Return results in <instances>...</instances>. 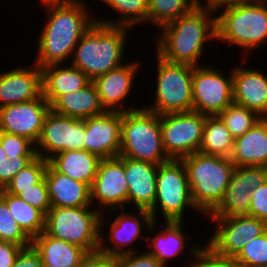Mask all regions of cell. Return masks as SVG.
Here are the masks:
<instances>
[{"label": "cell", "mask_w": 267, "mask_h": 267, "mask_svg": "<svg viewBox=\"0 0 267 267\" xmlns=\"http://www.w3.org/2000/svg\"><path fill=\"white\" fill-rule=\"evenodd\" d=\"M43 6L48 9L47 20L39 34L34 60L40 68L63 64L72 58L75 46L95 21L80 0L46 2Z\"/></svg>", "instance_id": "1"}, {"label": "cell", "mask_w": 267, "mask_h": 267, "mask_svg": "<svg viewBox=\"0 0 267 267\" xmlns=\"http://www.w3.org/2000/svg\"><path fill=\"white\" fill-rule=\"evenodd\" d=\"M216 11L195 7L161 27L155 40L157 55L170 63L198 66L205 42L216 39ZM212 15V16H211Z\"/></svg>", "instance_id": "2"}, {"label": "cell", "mask_w": 267, "mask_h": 267, "mask_svg": "<svg viewBox=\"0 0 267 267\" xmlns=\"http://www.w3.org/2000/svg\"><path fill=\"white\" fill-rule=\"evenodd\" d=\"M129 29L95 20L75 46L70 64L91 81L121 67Z\"/></svg>", "instance_id": "3"}, {"label": "cell", "mask_w": 267, "mask_h": 267, "mask_svg": "<svg viewBox=\"0 0 267 267\" xmlns=\"http://www.w3.org/2000/svg\"><path fill=\"white\" fill-rule=\"evenodd\" d=\"M222 8H225L222 10ZM216 16V39L249 49L267 42V0H241L220 7Z\"/></svg>", "instance_id": "4"}, {"label": "cell", "mask_w": 267, "mask_h": 267, "mask_svg": "<svg viewBox=\"0 0 267 267\" xmlns=\"http://www.w3.org/2000/svg\"><path fill=\"white\" fill-rule=\"evenodd\" d=\"M181 160L186 168L192 200L208 217L222 201L235 165L230 157L199 151Z\"/></svg>", "instance_id": "5"}, {"label": "cell", "mask_w": 267, "mask_h": 267, "mask_svg": "<svg viewBox=\"0 0 267 267\" xmlns=\"http://www.w3.org/2000/svg\"><path fill=\"white\" fill-rule=\"evenodd\" d=\"M118 157L156 165L170 160L163 149L160 119L157 113L144 107L122 112Z\"/></svg>", "instance_id": "6"}, {"label": "cell", "mask_w": 267, "mask_h": 267, "mask_svg": "<svg viewBox=\"0 0 267 267\" xmlns=\"http://www.w3.org/2000/svg\"><path fill=\"white\" fill-rule=\"evenodd\" d=\"M93 206L51 207L45 215L44 232L84 248L88 253L98 251L105 216Z\"/></svg>", "instance_id": "7"}, {"label": "cell", "mask_w": 267, "mask_h": 267, "mask_svg": "<svg viewBox=\"0 0 267 267\" xmlns=\"http://www.w3.org/2000/svg\"><path fill=\"white\" fill-rule=\"evenodd\" d=\"M186 207L199 211L191 197V188L184 163L182 160L170 159L159 164L156 197L153 208L149 211L152 219L158 220L156 217L158 208L165 221H183L184 213L188 209Z\"/></svg>", "instance_id": "8"}, {"label": "cell", "mask_w": 267, "mask_h": 267, "mask_svg": "<svg viewBox=\"0 0 267 267\" xmlns=\"http://www.w3.org/2000/svg\"><path fill=\"white\" fill-rule=\"evenodd\" d=\"M156 58L158 75L155 104L144 108L158 115L192 111L193 66L170 63L158 55Z\"/></svg>", "instance_id": "9"}, {"label": "cell", "mask_w": 267, "mask_h": 267, "mask_svg": "<svg viewBox=\"0 0 267 267\" xmlns=\"http://www.w3.org/2000/svg\"><path fill=\"white\" fill-rule=\"evenodd\" d=\"M206 116L195 111L159 115L162 145L169 159L181 160L199 151Z\"/></svg>", "instance_id": "10"}, {"label": "cell", "mask_w": 267, "mask_h": 267, "mask_svg": "<svg viewBox=\"0 0 267 267\" xmlns=\"http://www.w3.org/2000/svg\"><path fill=\"white\" fill-rule=\"evenodd\" d=\"M230 75V76H229ZM228 77L216 68L193 66L192 111L215 116L233 102L232 70Z\"/></svg>", "instance_id": "11"}, {"label": "cell", "mask_w": 267, "mask_h": 267, "mask_svg": "<svg viewBox=\"0 0 267 267\" xmlns=\"http://www.w3.org/2000/svg\"><path fill=\"white\" fill-rule=\"evenodd\" d=\"M85 128L84 119L57 114L50 109L35 144L37 156L49 160L61 151L84 150Z\"/></svg>", "instance_id": "12"}, {"label": "cell", "mask_w": 267, "mask_h": 267, "mask_svg": "<svg viewBox=\"0 0 267 267\" xmlns=\"http://www.w3.org/2000/svg\"><path fill=\"white\" fill-rule=\"evenodd\" d=\"M210 218L216 222L217 229L206 245L223 257L234 258L249 241L267 230L264 221L250 215Z\"/></svg>", "instance_id": "13"}, {"label": "cell", "mask_w": 267, "mask_h": 267, "mask_svg": "<svg viewBox=\"0 0 267 267\" xmlns=\"http://www.w3.org/2000/svg\"><path fill=\"white\" fill-rule=\"evenodd\" d=\"M265 181H267V167L235 166L222 201L208 216L249 215L251 194Z\"/></svg>", "instance_id": "14"}, {"label": "cell", "mask_w": 267, "mask_h": 267, "mask_svg": "<svg viewBox=\"0 0 267 267\" xmlns=\"http://www.w3.org/2000/svg\"><path fill=\"white\" fill-rule=\"evenodd\" d=\"M91 203L97 202L101 208H108L114 213L124 209L128 203V182L126 180L124 163L118 158L101 159L97 174L91 186ZM99 203V204H98Z\"/></svg>", "instance_id": "15"}, {"label": "cell", "mask_w": 267, "mask_h": 267, "mask_svg": "<svg viewBox=\"0 0 267 267\" xmlns=\"http://www.w3.org/2000/svg\"><path fill=\"white\" fill-rule=\"evenodd\" d=\"M121 210L122 211L120 212V215L117 214V217H114L113 221H109L110 231L106 238H108V241H112L111 247L110 245L107 246V243H104L106 242L103 241L104 234H100L98 250L104 254L121 256L124 254L137 252V250L131 247V245H133L134 241L136 242V240H139L138 238L142 236L141 232H143V224H145L144 227L151 233H154V229L156 230L157 221L152 219L149 211L136 210V213L139 211V214H136L129 212L127 213L125 212V209ZM127 246H130V248L128 247L127 250L124 249Z\"/></svg>", "instance_id": "16"}, {"label": "cell", "mask_w": 267, "mask_h": 267, "mask_svg": "<svg viewBox=\"0 0 267 267\" xmlns=\"http://www.w3.org/2000/svg\"><path fill=\"white\" fill-rule=\"evenodd\" d=\"M49 110L50 105L43 95L31 101L1 107L0 132L24 136L36 144Z\"/></svg>", "instance_id": "17"}, {"label": "cell", "mask_w": 267, "mask_h": 267, "mask_svg": "<svg viewBox=\"0 0 267 267\" xmlns=\"http://www.w3.org/2000/svg\"><path fill=\"white\" fill-rule=\"evenodd\" d=\"M84 149L100 159L118 157L121 145L122 112L105 111L85 118Z\"/></svg>", "instance_id": "18"}, {"label": "cell", "mask_w": 267, "mask_h": 267, "mask_svg": "<svg viewBox=\"0 0 267 267\" xmlns=\"http://www.w3.org/2000/svg\"><path fill=\"white\" fill-rule=\"evenodd\" d=\"M41 95L42 71L35 63L27 68L20 65L16 69L0 72V108L31 101Z\"/></svg>", "instance_id": "19"}, {"label": "cell", "mask_w": 267, "mask_h": 267, "mask_svg": "<svg viewBox=\"0 0 267 267\" xmlns=\"http://www.w3.org/2000/svg\"><path fill=\"white\" fill-rule=\"evenodd\" d=\"M138 62H132L111 70L97 77L93 82L97 87L99 100L105 111H132L138 108L125 109L123 101H126L132 86L136 72L140 69ZM124 107V108H123Z\"/></svg>", "instance_id": "20"}, {"label": "cell", "mask_w": 267, "mask_h": 267, "mask_svg": "<svg viewBox=\"0 0 267 267\" xmlns=\"http://www.w3.org/2000/svg\"><path fill=\"white\" fill-rule=\"evenodd\" d=\"M118 158L124 163L126 180L129 187L128 204H134L136 210L150 211L153 208L156 197L158 165L127 157Z\"/></svg>", "instance_id": "21"}, {"label": "cell", "mask_w": 267, "mask_h": 267, "mask_svg": "<svg viewBox=\"0 0 267 267\" xmlns=\"http://www.w3.org/2000/svg\"><path fill=\"white\" fill-rule=\"evenodd\" d=\"M232 69L233 102L267 118V76L257 69Z\"/></svg>", "instance_id": "22"}, {"label": "cell", "mask_w": 267, "mask_h": 267, "mask_svg": "<svg viewBox=\"0 0 267 267\" xmlns=\"http://www.w3.org/2000/svg\"><path fill=\"white\" fill-rule=\"evenodd\" d=\"M44 178L48 185L51 207L93 206L90 187L58 172L49 162Z\"/></svg>", "instance_id": "23"}, {"label": "cell", "mask_w": 267, "mask_h": 267, "mask_svg": "<svg viewBox=\"0 0 267 267\" xmlns=\"http://www.w3.org/2000/svg\"><path fill=\"white\" fill-rule=\"evenodd\" d=\"M230 159L235 166L267 167V118H261L244 135L234 139Z\"/></svg>", "instance_id": "24"}, {"label": "cell", "mask_w": 267, "mask_h": 267, "mask_svg": "<svg viewBox=\"0 0 267 267\" xmlns=\"http://www.w3.org/2000/svg\"><path fill=\"white\" fill-rule=\"evenodd\" d=\"M42 95L51 105L59 96L68 92L78 91L87 86L91 80L80 69L71 64H54L41 68Z\"/></svg>", "instance_id": "25"}, {"label": "cell", "mask_w": 267, "mask_h": 267, "mask_svg": "<svg viewBox=\"0 0 267 267\" xmlns=\"http://www.w3.org/2000/svg\"><path fill=\"white\" fill-rule=\"evenodd\" d=\"M44 267H78L88 252L75 244L51 237L44 231L32 239Z\"/></svg>", "instance_id": "26"}, {"label": "cell", "mask_w": 267, "mask_h": 267, "mask_svg": "<svg viewBox=\"0 0 267 267\" xmlns=\"http://www.w3.org/2000/svg\"><path fill=\"white\" fill-rule=\"evenodd\" d=\"M50 109L57 114L78 119L101 115L105 112L93 81L78 91L59 96L50 105Z\"/></svg>", "instance_id": "27"}, {"label": "cell", "mask_w": 267, "mask_h": 267, "mask_svg": "<svg viewBox=\"0 0 267 267\" xmlns=\"http://www.w3.org/2000/svg\"><path fill=\"white\" fill-rule=\"evenodd\" d=\"M100 160L97 155L84 149L61 151L48 161L58 172L91 188Z\"/></svg>", "instance_id": "28"}, {"label": "cell", "mask_w": 267, "mask_h": 267, "mask_svg": "<svg viewBox=\"0 0 267 267\" xmlns=\"http://www.w3.org/2000/svg\"><path fill=\"white\" fill-rule=\"evenodd\" d=\"M165 227L154 237L142 236L148 240L151 255L157 258L165 267L172 259L185 250V235L183 234V221H165ZM152 245V246H151ZM152 249V250H151Z\"/></svg>", "instance_id": "29"}, {"label": "cell", "mask_w": 267, "mask_h": 267, "mask_svg": "<svg viewBox=\"0 0 267 267\" xmlns=\"http://www.w3.org/2000/svg\"><path fill=\"white\" fill-rule=\"evenodd\" d=\"M234 147V138L221 119L206 116L199 152L208 155L230 157Z\"/></svg>", "instance_id": "30"}, {"label": "cell", "mask_w": 267, "mask_h": 267, "mask_svg": "<svg viewBox=\"0 0 267 267\" xmlns=\"http://www.w3.org/2000/svg\"><path fill=\"white\" fill-rule=\"evenodd\" d=\"M0 197L6 202L16 223L33 239L45 229V215L16 195L0 190Z\"/></svg>", "instance_id": "31"}, {"label": "cell", "mask_w": 267, "mask_h": 267, "mask_svg": "<svg viewBox=\"0 0 267 267\" xmlns=\"http://www.w3.org/2000/svg\"><path fill=\"white\" fill-rule=\"evenodd\" d=\"M105 3L106 6L119 13V18L111 19V21L104 18H95L96 21L111 24L116 26H124L130 29L135 24L148 22V0H100Z\"/></svg>", "instance_id": "32"}, {"label": "cell", "mask_w": 267, "mask_h": 267, "mask_svg": "<svg viewBox=\"0 0 267 267\" xmlns=\"http://www.w3.org/2000/svg\"><path fill=\"white\" fill-rule=\"evenodd\" d=\"M195 7L194 0H148V24L161 28Z\"/></svg>", "instance_id": "33"}, {"label": "cell", "mask_w": 267, "mask_h": 267, "mask_svg": "<svg viewBox=\"0 0 267 267\" xmlns=\"http://www.w3.org/2000/svg\"><path fill=\"white\" fill-rule=\"evenodd\" d=\"M234 139L244 135L262 118L258 113L232 102L217 115Z\"/></svg>", "instance_id": "34"}, {"label": "cell", "mask_w": 267, "mask_h": 267, "mask_svg": "<svg viewBox=\"0 0 267 267\" xmlns=\"http://www.w3.org/2000/svg\"><path fill=\"white\" fill-rule=\"evenodd\" d=\"M48 160L37 156L29 165L21 169L6 186V193L18 196L21 189L34 188L45 175Z\"/></svg>", "instance_id": "35"}, {"label": "cell", "mask_w": 267, "mask_h": 267, "mask_svg": "<svg viewBox=\"0 0 267 267\" xmlns=\"http://www.w3.org/2000/svg\"><path fill=\"white\" fill-rule=\"evenodd\" d=\"M233 259L238 267H267V230L249 241Z\"/></svg>", "instance_id": "36"}, {"label": "cell", "mask_w": 267, "mask_h": 267, "mask_svg": "<svg viewBox=\"0 0 267 267\" xmlns=\"http://www.w3.org/2000/svg\"><path fill=\"white\" fill-rule=\"evenodd\" d=\"M0 240L28 247L32 238L19 226L11 216L6 202L0 197Z\"/></svg>", "instance_id": "37"}, {"label": "cell", "mask_w": 267, "mask_h": 267, "mask_svg": "<svg viewBox=\"0 0 267 267\" xmlns=\"http://www.w3.org/2000/svg\"><path fill=\"white\" fill-rule=\"evenodd\" d=\"M0 143L9 159L37 156L35 144L24 136L0 132Z\"/></svg>", "instance_id": "38"}, {"label": "cell", "mask_w": 267, "mask_h": 267, "mask_svg": "<svg viewBox=\"0 0 267 267\" xmlns=\"http://www.w3.org/2000/svg\"><path fill=\"white\" fill-rule=\"evenodd\" d=\"M191 246L189 255H193L196 260L188 267H238L233 258L223 257L215 254L206 244Z\"/></svg>", "instance_id": "39"}, {"label": "cell", "mask_w": 267, "mask_h": 267, "mask_svg": "<svg viewBox=\"0 0 267 267\" xmlns=\"http://www.w3.org/2000/svg\"><path fill=\"white\" fill-rule=\"evenodd\" d=\"M18 197L24 202L29 203L32 207L39 209L44 215H46L51 208L48 185L45 178L34 185V188L21 189V193Z\"/></svg>", "instance_id": "40"}, {"label": "cell", "mask_w": 267, "mask_h": 267, "mask_svg": "<svg viewBox=\"0 0 267 267\" xmlns=\"http://www.w3.org/2000/svg\"><path fill=\"white\" fill-rule=\"evenodd\" d=\"M37 156H18L0 163V190H4L12 178L24 167L29 165Z\"/></svg>", "instance_id": "41"}, {"label": "cell", "mask_w": 267, "mask_h": 267, "mask_svg": "<svg viewBox=\"0 0 267 267\" xmlns=\"http://www.w3.org/2000/svg\"><path fill=\"white\" fill-rule=\"evenodd\" d=\"M249 215L267 224V181L258 186L251 194Z\"/></svg>", "instance_id": "42"}, {"label": "cell", "mask_w": 267, "mask_h": 267, "mask_svg": "<svg viewBox=\"0 0 267 267\" xmlns=\"http://www.w3.org/2000/svg\"><path fill=\"white\" fill-rule=\"evenodd\" d=\"M136 253L133 252L119 256V267H165L148 251L139 255H136Z\"/></svg>", "instance_id": "43"}, {"label": "cell", "mask_w": 267, "mask_h": 267, "mask_svg": "<svg viewBox=\"0 0 267 267\" xmlns=\"http://www.w3.org/2000/svg\"><path fill=\"white\" fill-rule=\"evenodd\" d=\"M78 267H119V256L95 251L88 253Z\"/></svg>", "instance_id": "44"}, {"label": "cell", "mask_w": 267, "mask_h": 267, "mask_svg": "<svg viewBox=\"0 0 267 267\" xmlns=\"http://www.w3.org/2000/svg\"><path fill=\"white\" fill-rule=\"evenodd\" d=\"M13 267H44L38 251L32 246L24 247L17 255Z\"/></svg>", "instance_id": "45"}, {"label": "cell", "mask_w": 267, "mask_h": 267, "mask_svg": "<svg viewBox=\"0 0 267 267\" xmlns=\"http://www.w3.org/2000/svg\"><path fill=\"white\" fill-rule=\"evenodd\" d=\"M23 247L0 240V267H13L14 261Z\"/></svg>", "instance_id": "46"}, {"label": "cell", "mask_w": 267, "mask_h": 267, "mask_svg": "<svg viewBox=\"0 0 267 267\" xmlns=\"http://www.w3.org/2000/svg\"><path fill=\"white\" fill-rule=\"evenodd\" d=\"M238 1H241V0H205V3H203L205 5H203L202 1L194 0L196 7L212 9V10H215L216 12L219 11L220 7L230 5Z\"/></svg>", "instance_id": "47"}, {"label": "cell", "mask_w": 267, "mask_h": 267, "mask_svg": "<svg viewBox=\"0 0 267 267\" xmlns=\"http://www.w3.org/2000/svg\"><path fill=\"white\" fill-rule=\"evenodd\" d=\"M7 159V155L4 152V149L0 143V163H2L3 161H6Z\"/></svg>", "instance_id": "48"}, {"label": "cell", "mask_w": 267, "mask_h": 267, "mask_svg": "<svg viewBox=\"0 0 267 267\" xmlns=\"http://www.w3.org/2000/svg\"><path fill=\"white\" fill-rule=\"evenodd\" d=\"M68 0H41V2L46 3V2H64Z\"/></svg>", "instance_id": "49"}]
</instances>
